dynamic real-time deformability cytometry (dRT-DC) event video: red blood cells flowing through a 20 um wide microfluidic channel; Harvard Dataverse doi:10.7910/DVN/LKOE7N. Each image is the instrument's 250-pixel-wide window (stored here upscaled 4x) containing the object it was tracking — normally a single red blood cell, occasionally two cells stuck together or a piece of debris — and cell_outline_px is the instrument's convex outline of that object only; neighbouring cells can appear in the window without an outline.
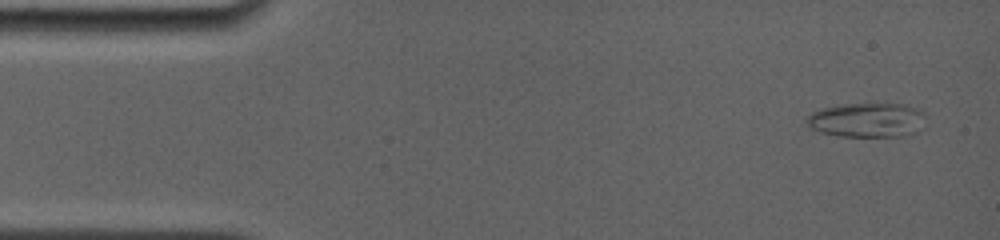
{"species": "common noctule bat (a hibernating species)", "species_latin": "Nyctalus noctula", "temperature_condition": "room temperature", "stored_images_in_passage": 35, "camera_frame_rate_fps": 4000, "um_per_image_px": 0.085, "animal": {"sex": "female", "body_mass_g": 19.0, "forearm_length_mm": 56.7}, "frame": {"image": 1, "passage_image": 1, "time_ms": 0.0, "image_size_px": [1000, 240], "cell_outline_px": [[924, 128], [916, 132], [904, 136], [840, 136], [820, 132], [808, 128], [804, 120], [812, 112], [820, 108], [844, 104], [872, 100], [904, 104], [916, 108], [924, 112]], "centroid_in_image_um": [73.71, 10.16], "position_along_channel_um": 11.3, "area_um2": 25.03}}
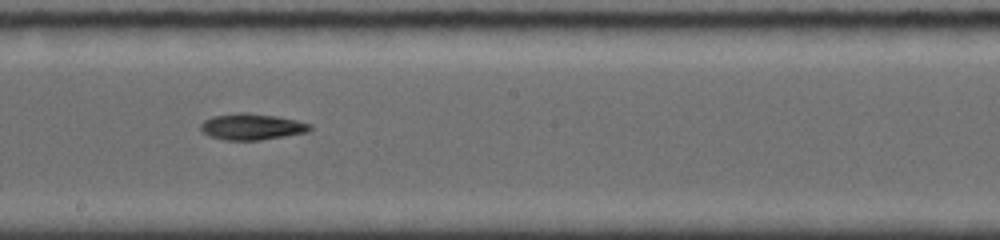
{"frame": {"image": 2, "passage_image": 17, "time_ms": 8.25, "image_size_px": [1000, 240], "cell_outline_px": [[312, 128], [308, 132], [260, 140], [224, 140], [208, 136], [200, 128], [200, 124], [204, 120], [212, 116], [240, 112], [248, 112], [276, 116], [296, 120], [312, 124]], "centroid_in_image_um": [21.39, 10.76], "position_along_channel_um": 226.8, "area_um2": 16.82}}
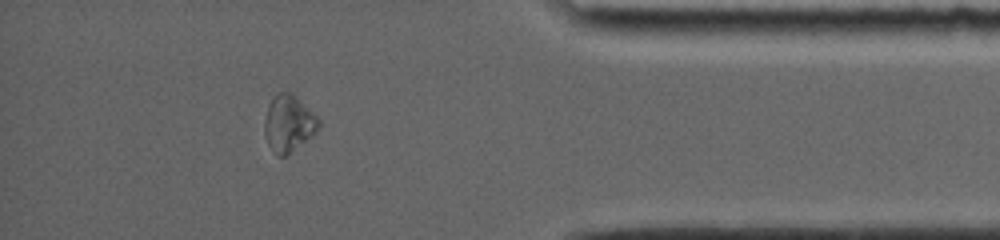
{"frame": {"image": 3, "passage_image": 30, "time_ms": 13.5, "image_size_px": [1000, 240], "cell_outline_px": [[320, 128], [312, 136], [284, 156], [280, 156], [268, 144], [264, 136], [264, 120], [268, 104], [272, 96], [276, 92], [292, 92], [320, 120]], "centroid_in_image_um": [24.51, 10.45], "position_along_channel_um": 410.7, "area_um2": 17.8}}